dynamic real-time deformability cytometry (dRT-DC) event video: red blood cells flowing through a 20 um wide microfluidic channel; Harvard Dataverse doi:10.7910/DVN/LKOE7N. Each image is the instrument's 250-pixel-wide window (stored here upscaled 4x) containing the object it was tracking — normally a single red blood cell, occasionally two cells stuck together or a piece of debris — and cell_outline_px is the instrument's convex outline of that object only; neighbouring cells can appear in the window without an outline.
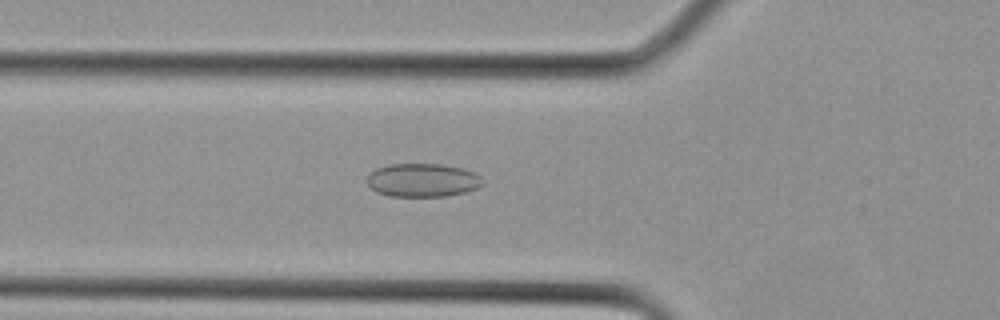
{"species": "Egyptian fruit bat (a non-hibernating species)", "species_latin": "Rousettus aegyptiacus", "temperature_condition": "cold", "stored_images_in_passage": 15, "camera_frame_rate_fps": 3000, "um_per_image_px": 0.085, "animal": {"sex": "female"}, "frame": {"image": 1, "passage_image": 4, "time_ms": 1.0, "image_size_px": [1000, 320], "cell_outline_px": [[484, 184], [476, 188], [464, 192], [448, 196], [388, 196], [376, 192], [368, 184], [368, 176], [376, 168], [392, 164], [440, 164], [460, 168], [476, 172], [484, 180]], "centroid_in_image_um": [35.95, 15.32], "position_along_channel_um": 89.8, "area_um2": 22.48}}
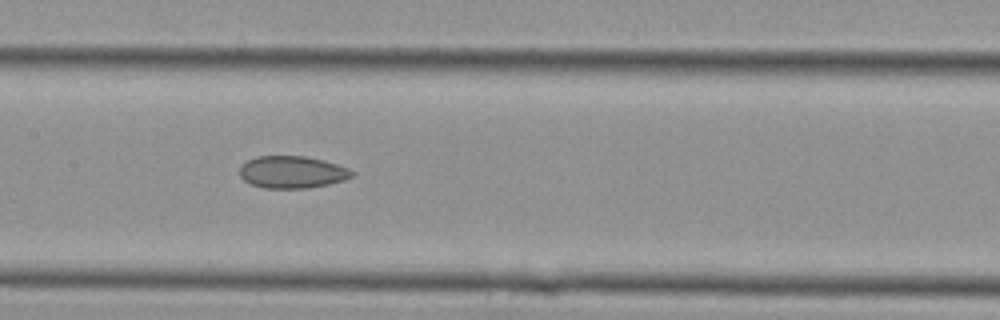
{"frame": {"image": 2, "passage_image": 8, "time_ms": 2.333, "image_size_px": [1000, 320], "cell_outline_px": [[356, 172], [352, 176], [344, 180], [328, 184], [308, 188], [264, 188], [252, 184], [244, 180], [240, 176], [240, 168], [248, 160], [260, 156], [304, 156], [324, 160], [348, 168]], "centroid_in_image_um": [24.86, 14.63], "position_along_channel_um": 182.5, "area_um2": 20.92}}
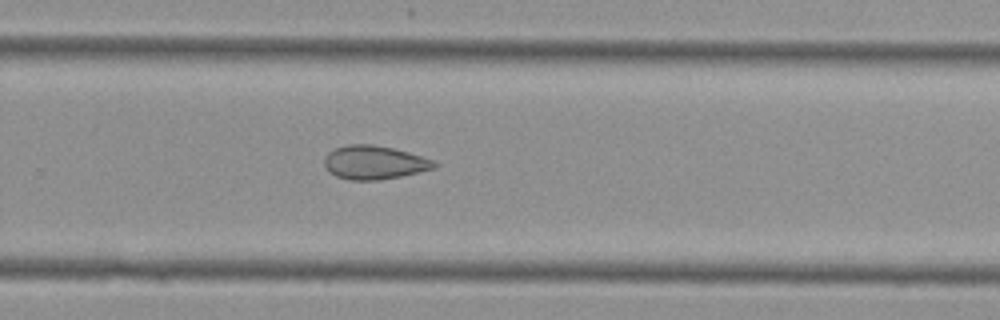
{"frame": {"image": 3, "passage_image": 13, "time_ms": 4.0, "image_size_px": [1000, 320], "cell_outline_px": [[436, 168], [400, 176], [376, 180], [352, 180], [336, 176], [324, 164], [324, 156], [328, 152], [336, 148], [348, 144], [372, 144], [392, 148], [408, 152], [432, 160], [436, 164]], "centroid_in_image_um": [31.79, 13.8], "position_along_channel_um": 298.0, "area_um2": 21.21}}